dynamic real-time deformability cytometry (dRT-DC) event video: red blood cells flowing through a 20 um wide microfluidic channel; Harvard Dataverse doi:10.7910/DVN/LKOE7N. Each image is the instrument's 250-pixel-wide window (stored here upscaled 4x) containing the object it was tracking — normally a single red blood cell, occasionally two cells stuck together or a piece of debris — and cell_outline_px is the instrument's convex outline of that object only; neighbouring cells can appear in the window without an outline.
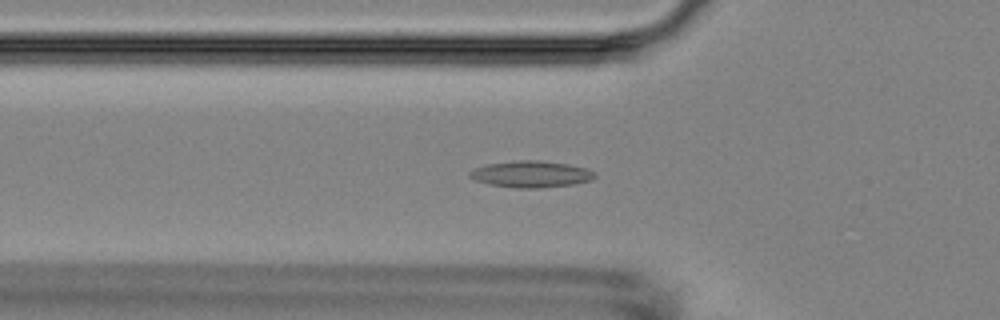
{"species": "Egyptian fruit bat (a non-hibernating species)", "species_latin": "Rousettus aegyptiacus", "temperature_condition": "room temperature", "stored_images_in_passage": 55, "camera_frame_rate_fps": 3000, "um_per_image_px": 0.085, "animal": {"sex": "female"}, "frame": {"image": 1, "passage_image": 19, "time_ms": 6.0, "image_size_px": [1000, 320], "cell_outline_px": [[596, 176], [592, 180], [576, 184], [540, 188], [516, 188], [488, 184], [476, 180], [468, 176], [468, 172], [472, 168], [488, 164], [516, 160], [536, 160], [568, 164], [584, 168], [596, 172]], "centroid_in_image_um": [45.13, 14.81], "position_along_channel_um": 80.7, "area_um2": 19.48}}
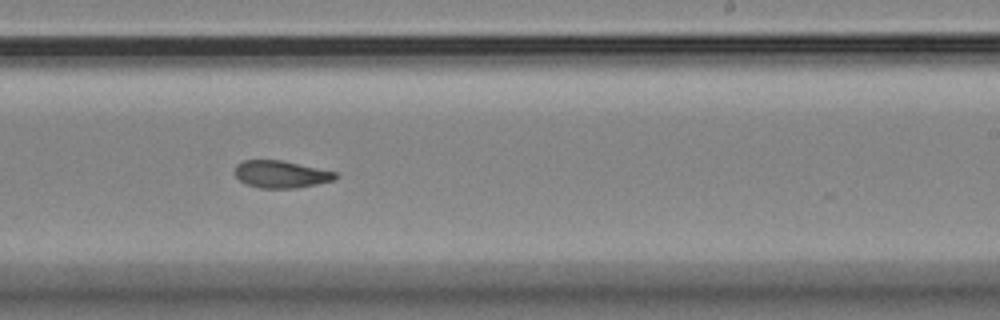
{"frame": {"image": 2, "passage_image": 34, "time_ms": 11.0, "image_size_px": [1000, 320], "cell_outline_px": [[340, 176], [336, 180], [296, 188], [260, 188], [244, 184], [236, 176], [236, 164], [244, 160], [280, 160], [336, 172]], "centroid_in_image_um": [23.9, 14.82], "position_along_channel_um": 265.1, "area_um2": 15.95}}
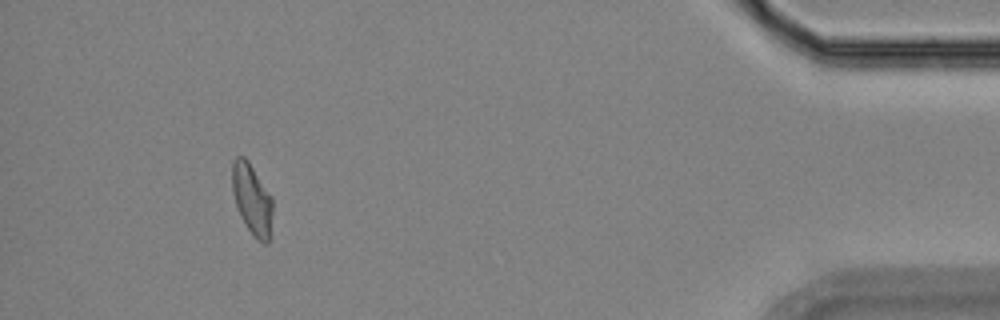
{"frame": {"image": 3, "passage_image": 51, "time_ms": 16.667, "image_size_px": [1000, 320], "cell_outline_px": [[272, 212], [268, 244], [264, 244], [256, 240], [240, 216], [232, 192], [232, 160], [236, 156], [244, 156], [248, 160], [272, 196]], "centroid_in_image_um": [21.41, 16.91], "position_along_channel_um": 413.8, "area_um2": 16.76}, "authors_computed_cell_mechanics": {"area_um2": 16.8198, "velocity_mm_per_s": 3.6733, "shape_relaxation_time_tau1_ms": null, "shape_relaxation_time_tau2_ms": 4.2303, "deformation_change_tau1": null, "deformation_change_tau2": 0.1042}}